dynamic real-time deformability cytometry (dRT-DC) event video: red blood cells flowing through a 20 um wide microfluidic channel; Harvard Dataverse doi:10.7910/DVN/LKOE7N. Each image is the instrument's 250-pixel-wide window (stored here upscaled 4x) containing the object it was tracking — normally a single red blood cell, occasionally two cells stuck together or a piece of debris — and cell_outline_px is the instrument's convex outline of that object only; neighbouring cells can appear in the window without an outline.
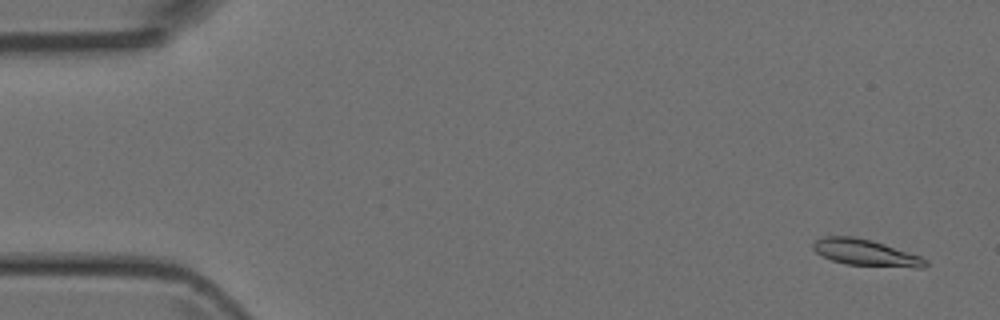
{"species": "Egyptian fruit bat (a non-hibernating species)", "species_latin": "Rousettus aegyptiacus", "temperature_condition": "room temperature", "stored_images_in_passage": 14, "camera_frame_rate_fps": 3000, "um_per_image_px": 0.085, "animal": {"sex": "female"}, "frame": {"image": 1, "passage_image": 3, "time_ms": 0.667, "image_size_px": [1000, 320], "cell_outline_px": [[928, 264], [924, 268], [916, 268], [848, 264], [832, 260], [816, 252], [812, 248], [812, 244], [816, 240], [824, 236], [852, 236], [872, 240], [920, 256], [928, 260]], "centroid_in_image_um": [73.6, 21.47], "position_along_channel_um": 11.4, "area_um2": 17.17}}